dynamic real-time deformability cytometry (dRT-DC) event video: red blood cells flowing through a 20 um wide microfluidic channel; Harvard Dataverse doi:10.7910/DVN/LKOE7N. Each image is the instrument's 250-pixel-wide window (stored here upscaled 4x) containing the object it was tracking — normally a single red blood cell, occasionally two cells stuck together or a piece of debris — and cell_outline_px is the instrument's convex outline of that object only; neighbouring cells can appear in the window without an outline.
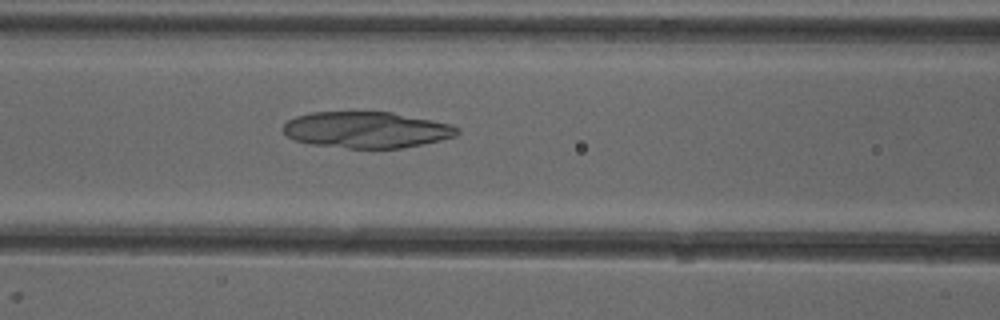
{"species": "common noctule bat (a hibernating species)", "species_latin": "Nyctalus noctula", "temperature_condition": "cold", "stored_images_in_passage": 50, "camera_frame_rate_fps": 3000, "um_per_image_px": 0.085, "animal": {"sex": "female"}, "frame": {"image": 1, "passage_image": 21, "time_ms": 6.667, "image_size_px": [1000, 320], "cell_outline_px": [[460, 132], [456, 136], [440, 140], [400, 148], [348, 148], [308, 144], [292, 140], [280, 128], [288, 120], [296, 116], [312, 112], [392, 112], [452, 124], [460, 128]], "centroid_in_image_um": [31.13, 11.03], "position_along_channel_um": 135.5, "area_um2": 36.93}}
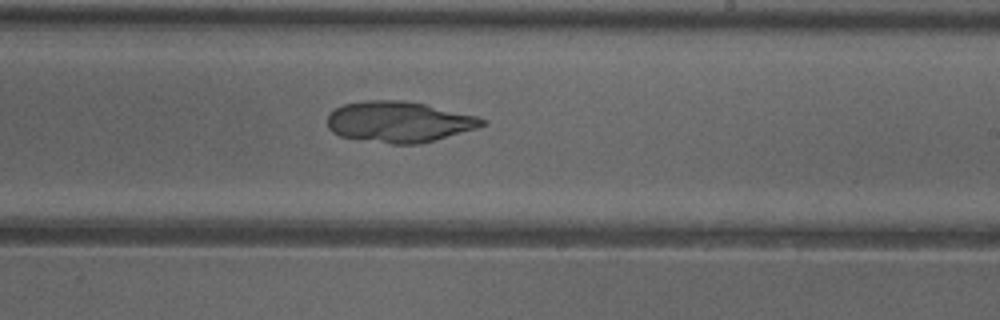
{"frame": {"image": 2, "passage_image": 30, "time_ms": 9.667, "image_size_px": [1000, 320], "cell_outline_px": [[488, 124], [476, 128], [420, 144], [392, 144], [340, 136], [332, 132], [328, 128], [328, 116], [336, 108], [344, 104], [368, 100], [400, 100], [424, 104], [480, 116]], "centroid_in_image_um": [33.93, 10.35], "position_along_channel_um": 255.1, "area_um2": 36.65}}
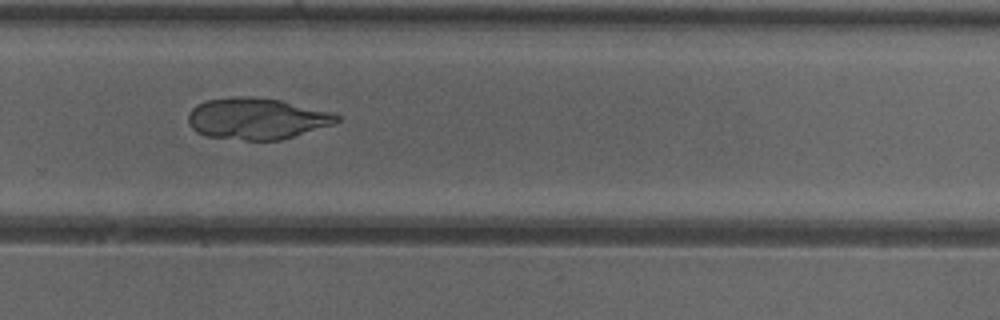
{"frame": {"image": 3, "passage_image": 34, "time_ms": 11.0, "image_size_px": [1000, 320], "cell_outline_px": [[340, 120], [332, 124], [280, 140], [244, 140], [204, 136], [196, 132], [188, 124], [188, 112], [196, 104], [204, 100], [232, 96], [244, 96], [280, 100], [332, 112], [340, 116]], "centroid_in_image_um": [21.76, 10.07], "position_along_channel_um": 308.0, "area_um2": 35.89}}